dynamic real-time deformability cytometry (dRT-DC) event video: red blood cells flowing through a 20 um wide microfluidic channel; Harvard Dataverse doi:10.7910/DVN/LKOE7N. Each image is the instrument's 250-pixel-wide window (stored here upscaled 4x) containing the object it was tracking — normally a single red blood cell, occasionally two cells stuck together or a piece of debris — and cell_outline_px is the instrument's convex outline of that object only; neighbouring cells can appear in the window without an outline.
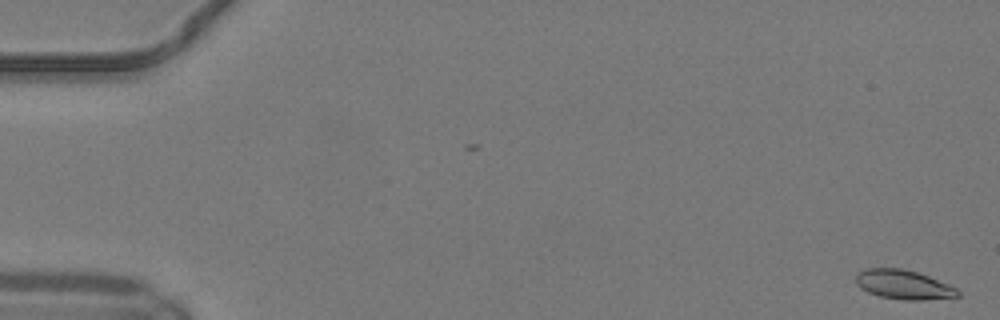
{"species": "common noctule bat (a hibernating species)", "species_latin": "Nyctalus noctula", "temperature_condition": "warm", "stored_images_in_passage": 9, "camera_frame_rate_fps": 3000, "um_per_image_px": 0.085, "animal": {"sex": "male", "body_mass_g": 19.2, "forearm_length_mm": 51.8}, "frame": {"image": 1, "passage_image": 1, "time_ms": 0.0, "image_size_px": [1000, 320], "cell_outline_px": [[960, 296], [924, 300], [904, 300], [880, 296], [868, 292], [860, 288], [856, 284], [856, 272], [864, 268], [900, 268], [916, 272], [928, 276], [948, 284], [956, 288], [960, 292]], "centroid_in_image_um": [76.77, 24.19], "position_along_channel_um": 8.2, "area_um2": 17.4}}